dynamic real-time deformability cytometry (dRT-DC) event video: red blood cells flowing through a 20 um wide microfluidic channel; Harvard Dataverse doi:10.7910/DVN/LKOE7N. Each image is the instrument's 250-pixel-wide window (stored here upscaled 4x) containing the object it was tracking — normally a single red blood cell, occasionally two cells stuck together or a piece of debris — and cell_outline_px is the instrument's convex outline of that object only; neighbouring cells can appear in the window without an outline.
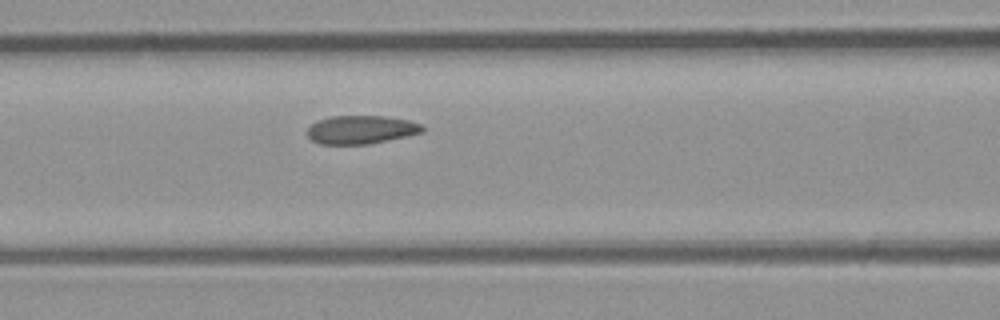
{"species": "common noctule bat (a hibernating species)", "species_latin": "Nyctalus noctula", "temperature_condition": "room temperature", "stored_images_in_passage": 7, "camera_frame_rate_fps": 3000, "um_per_image_px": 0.085, "animal": {"sex": "male", "body_mass_g": 23.1, "forearm_length_mm": 52.7}, "frame": {"image": 1, "passage_image": 7, "time_ms": 7.0, "image_size_px": [1000, 320], "cell_outline_px": [[424, 128], [420, 132], [404, 136], [368, 144], [320, 144], [312, 140], [308, 136], [308, 128], [316, 120], [332, 116], [384, 116], [408, 120], [420, 124]], "centroid_in_image_um": [30.63, 11.01], "position_along_channel_um": 136.0, "area_um2": 18.73}}